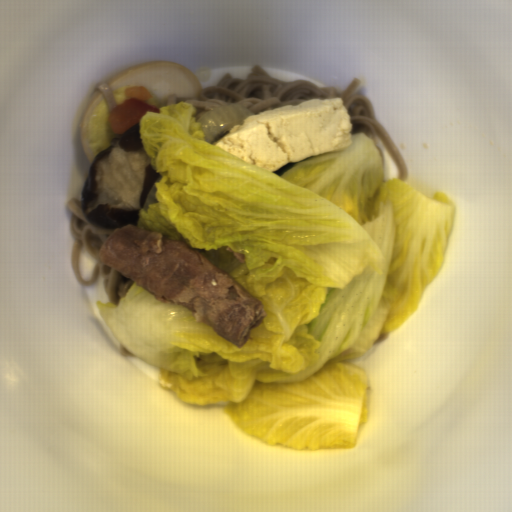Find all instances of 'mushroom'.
<instances>
[{"instance_id":"983e1aa8","label":"mushroom","mask_w":512,"mask_h":512,"mask_svg":"<svg viewBox=\"0 0 512 512\" xmlns=\"http://www.w3.org/2000/svg\"><path fill=\"white\" fill-rule=\"evenodd\" d=\"M136 123L94 156L83 182L79 208L89 224L109 229L137 225L139 210L156 200L155 170Z\"/></svg>"}]
</instances>
